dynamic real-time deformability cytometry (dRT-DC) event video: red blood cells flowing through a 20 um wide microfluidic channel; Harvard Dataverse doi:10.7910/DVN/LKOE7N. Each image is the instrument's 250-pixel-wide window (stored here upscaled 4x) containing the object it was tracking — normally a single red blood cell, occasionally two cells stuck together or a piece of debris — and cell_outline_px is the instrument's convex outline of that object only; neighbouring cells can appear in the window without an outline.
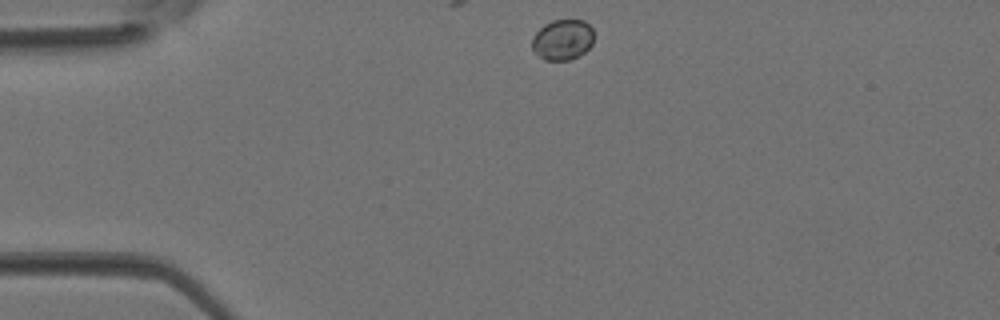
{"species": "Egyptian fruit bat (a non-hibernating species)", "species_latin": "Rousettus aegyptiacus", "temperature_condition": "room temperature", "stored_images_in_passage": 3, "camera_frame_rate_fps": 3000, "um_per_image_px": 0.085, "animal": {"sex": "female"}, "frame": {"image": 1, "passage_image": 1, "time_ms": 0.0, "image_size_px": [1000, 320], "cell_outline_px": [[592, 44], [580, 56], [572, 60], [544, 60], [532, 48], [532, 36], [544, 24], [552, 20], [584, 20], [592, 28]], "centroid_in_image_um": [47.81, 3.37], "position_along_channel_um": 37.2, "area_um2": 14.62}}
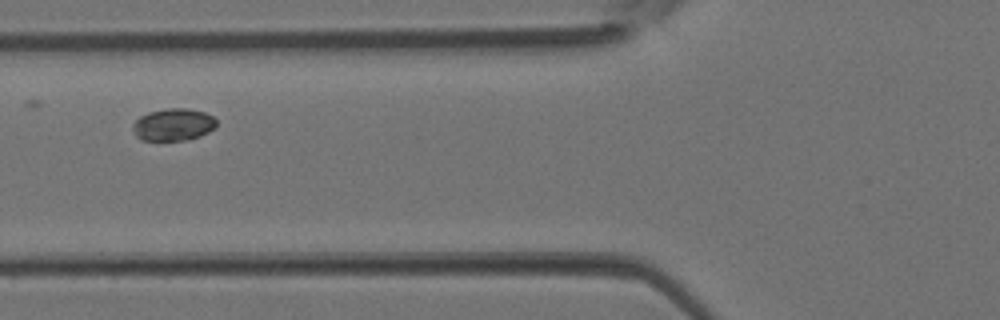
{"frame": {"image": 2, "passage_image": 3, "time_ms": 0.667, "image_size_px": [1000, 320], "cell_outline_px": [[216, 128], [200, 136], [188, 140], [140, 140], [136, 136], [132, 128], [132, 124], [140, 116], [148, 112], [168, 108], [188, 108], [204, 112], [212, 116], [216, 120]], "centroid_in_image_um": [14.73, 10.59], "position_along_channel_um": 111.1, "area_um2": 15.84}}